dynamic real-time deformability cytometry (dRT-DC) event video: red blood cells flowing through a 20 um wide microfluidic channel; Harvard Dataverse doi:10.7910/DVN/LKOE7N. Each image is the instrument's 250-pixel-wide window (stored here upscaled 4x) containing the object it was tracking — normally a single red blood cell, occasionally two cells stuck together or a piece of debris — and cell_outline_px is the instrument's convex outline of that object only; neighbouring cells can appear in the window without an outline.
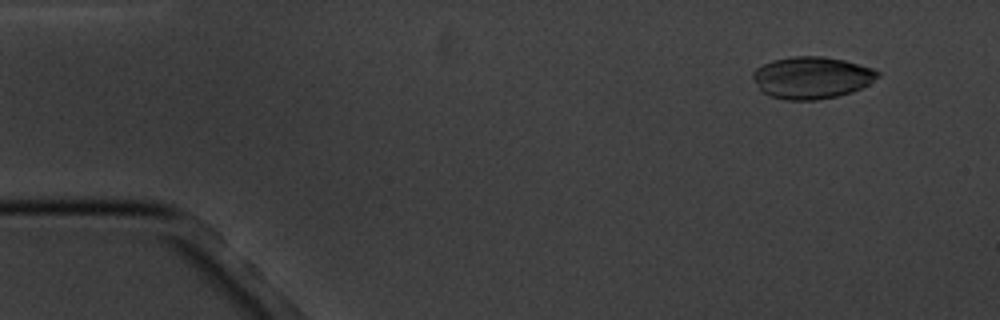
{"species": "common noctule bat (a hibernating species)", "species_latin": "Nyctalus noctula", "temperature_condition": "cold", "stored_images_in_passage": 17, "camera_frame_rate_fps": 3000, "um_per_image_px": 0.085, "animal": {"sex": "male", "body_mass_g": 20.1, "forearm_length_mm": 53.5}, "frame": {"image": 1, "passage_image": 2, "time_ms": 1.333, "image_size_px": [1000, 320], "cell_outline_px": [[880, 76], [868, 84], [852, 92], [836, 96], [816, 100], [788, 100], [772, 96], [764, 92], [760, 88], [752, 76], [752, 72], [756, 68], [772, 60], [792, 56], [824, 56], [844, 60], [872, 68], [880, 72]], "centroid_in_image_um": [69.01, 6.59], "position_along_channel_um": 16.0, "area_um2": 30.35}}
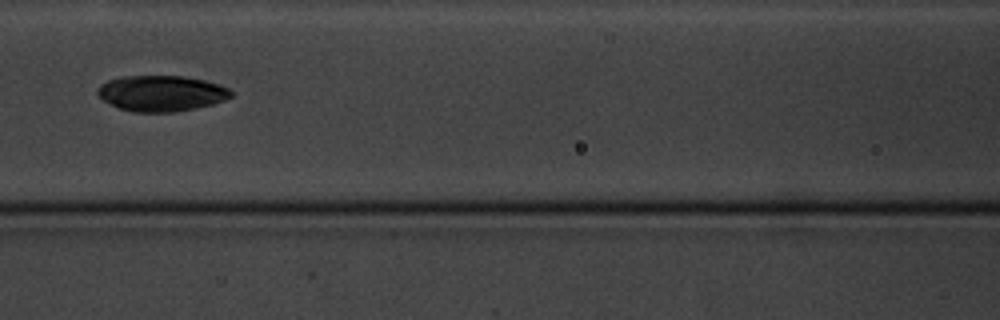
{"frame": {"image": 2, "passage_image": 8, "time_ms": 8.0, "image_size_px": [1000, 320], "cell_outline_px": [[236, 92], [232, 96], [224, 100], [212, 104], [196, 108], [176, 112], [132, 112], [120, 108], [104, 100], [96, 92], [100, 84], [108, 80], [120, 76], [184, 76], [204, 80], [220, 84]], "centroid_in_image_um": [13.75, 7.93], "position_along_channel_um": 152.9, "area_um2": 27.98}}
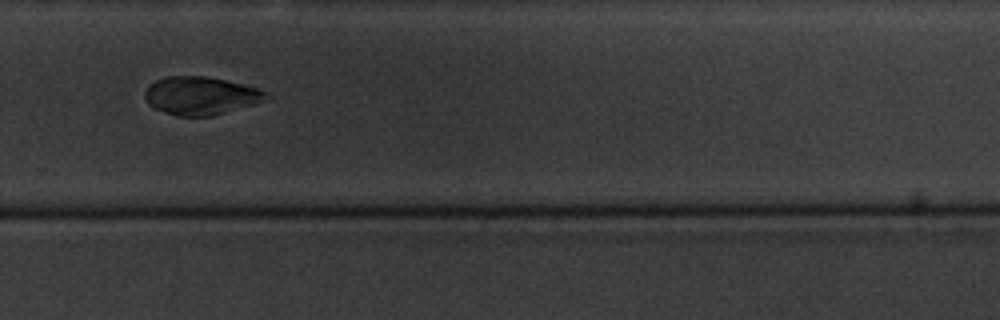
{"frame": {"image": 3, "passage_image": 12, "time_ms": 12.667, "image_size_px": [1000, 320], "cell_outline_px": [[272, 100], [212, 116], [176, 116], [164, 112], [148, 104], [144, 96], [144, 92], [148, 84], [156, 80], [168, 76], [208, 76], [244, 84], [256, 88], [272, 96]], "centroid_in_image_um": [17.11, 8.14], "position_along_channel_um": 312.7, "area_um2": 27.34}, "authors_computed_cell_mechanics": {"area_um2": 29.8826, "velocity_mm_per_s": 3.445, "shape_relaxation_time_tau1_ms": 4.6453, "shape_relaxation_time_tau2_ms": 3.2002, "deformation_change_tau1": 0.1084, "deformation_change_tau2": 0.0397}}